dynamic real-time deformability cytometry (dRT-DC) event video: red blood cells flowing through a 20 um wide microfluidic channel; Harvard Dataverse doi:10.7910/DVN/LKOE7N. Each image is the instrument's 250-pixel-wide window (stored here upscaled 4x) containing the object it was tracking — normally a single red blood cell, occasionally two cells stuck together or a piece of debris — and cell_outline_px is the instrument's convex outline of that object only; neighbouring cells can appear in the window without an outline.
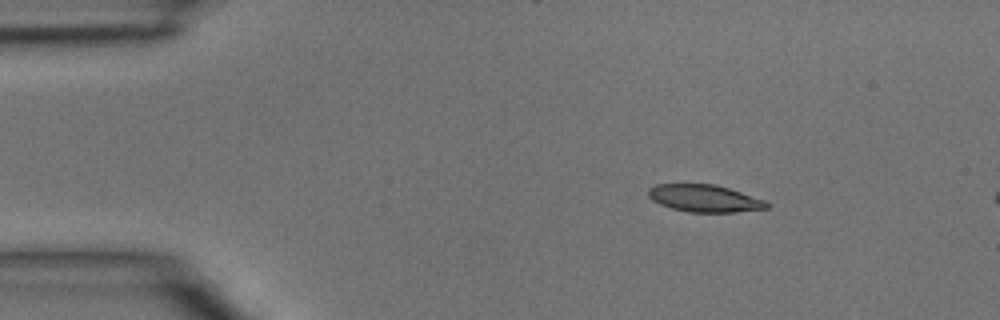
{"species": "common noctule bat (a hibernating species)", "species_latin": "Nyctalus noctula", "temperature_condition": "room temperature", "stored_images_in_passage": 3, "camera_frame_rate_fps": 3000, "um_per_image_px": 0.085, "animal": {"sex": "male", "body_mass_g": 15.6}, "frame": {"image": 1, "passage_image": 1, "time_ms": 0.0, "image_size_px": [1000, 320], "cell_outline_px": [[772, 204], [768, 208], [736, 212], [688, 212], [672, 208], [660, 204], [652, 200], [648, 196], [648, 188], [656, 184], [716, 184], [764, 200]], "centroid_in_image_um": [59.88, 16.86], "position_along_channel_um": 25.1, "area_um2": 18.79}}